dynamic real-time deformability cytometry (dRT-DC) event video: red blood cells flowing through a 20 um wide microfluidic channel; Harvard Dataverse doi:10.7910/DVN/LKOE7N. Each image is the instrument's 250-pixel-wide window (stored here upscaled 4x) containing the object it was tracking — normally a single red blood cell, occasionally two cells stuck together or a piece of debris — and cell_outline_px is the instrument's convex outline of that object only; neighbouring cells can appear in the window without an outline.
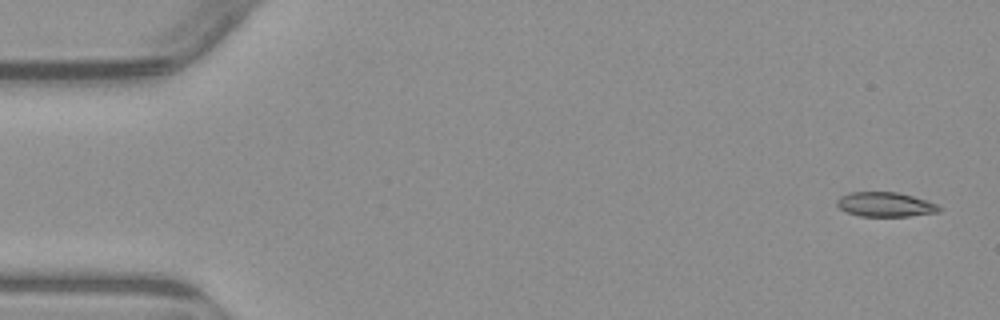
{"species": "common noctule bat (a hibernating species)", "species_latin": "Nyctalus noctula", "temperature_condition": "warm", "stored_images_in_passage": 4, "camera_frame_rate_fps": 3000, "um_per_image_px": 0.085, "animal": {"sex": "male", "body_mass_g": 23.1, "forearm_length_mm": 52.7}, "frame": {"image": 1, "passage_image": 1, "time_ms": 0.0, "image_size_px": [1000, 320], "cell_outline_px": [[944, 208], [940, 212], [908, 216], [860, 216], [848, 212], [840, 208], [836, 204], [836, 200], [840, 196], [848, 192], [896, 192], [912, 196], [936, 204]], "centroid_in_image_um": [75.25, 17.38], "position_along_channel_um": 9.8, "area_um2": 14.57}}
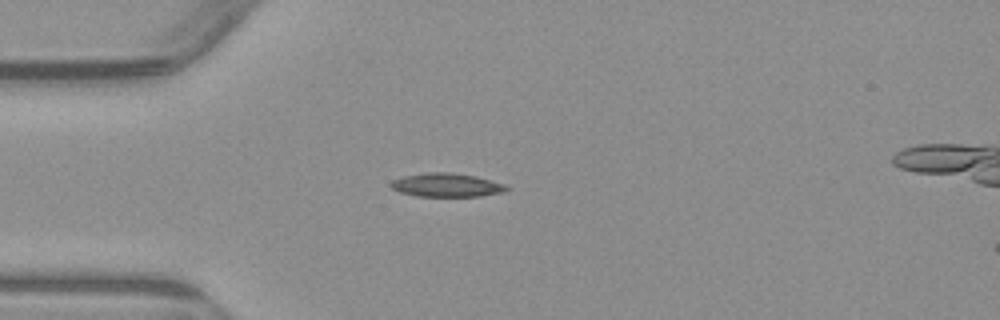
{"frame": {"image": 2, "passage_image": 3, "time_ms": 4.0, "image_size_px": [1000, 320], "cell_outline_px": [[508, 192], [480, 196], [416, 196], [400, 192], [392, 188], [388, 184], [392, 180], [404, 176], [432, 172], [448, 172], [472, 176], [504, 184], [508, 188]], "centroid_in_image_um": [37.94, 15.74], "position_along_channel_um": 47.1, "area_um2": 15.72}}